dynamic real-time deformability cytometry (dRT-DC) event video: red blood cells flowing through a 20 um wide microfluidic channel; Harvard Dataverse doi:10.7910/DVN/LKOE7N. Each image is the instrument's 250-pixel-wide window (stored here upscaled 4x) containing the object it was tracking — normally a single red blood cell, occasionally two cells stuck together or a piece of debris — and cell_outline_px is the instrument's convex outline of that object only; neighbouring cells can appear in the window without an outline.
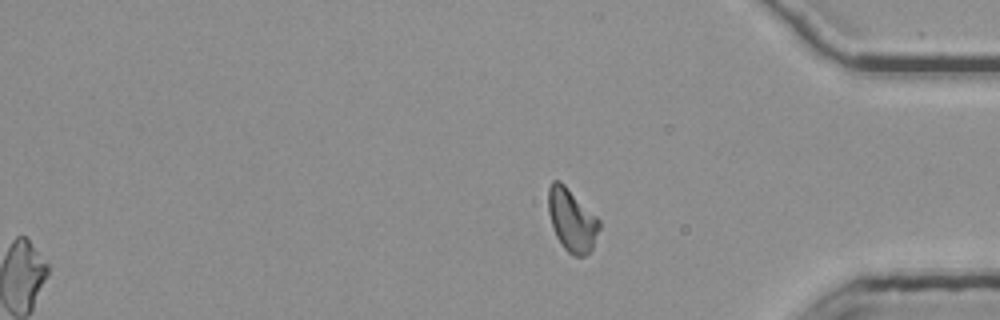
{"species": "common noctule bat (a hibernating species)", "species_latin": "Nyctalus noctula", "temperature_condition": "room temperature", "stored_images_in_passage": 54, "segment_of_instrument_passage": [2, 2], "camera_frame_rate_fps": 3000, "um_per_image_px": 0.085, "animal": {"sex": "female", "body_mass_g": 25.1}, "frame": {"image": 1, "passage_image": 54, "time_ms": 17.667, "image_size_px": [1000, 320], "cell_outline_px": [[600, 228], [592, 248], [584, 256], [572, 256], [560, 244], [556, 236], [548, 212], [548, 188], [552, 180], [560, 180], [600, 220]], "centroid_in_image_um": [48.59, 18.71], "position_along_channel_um": 386.6, "area_um2": 18.55}}